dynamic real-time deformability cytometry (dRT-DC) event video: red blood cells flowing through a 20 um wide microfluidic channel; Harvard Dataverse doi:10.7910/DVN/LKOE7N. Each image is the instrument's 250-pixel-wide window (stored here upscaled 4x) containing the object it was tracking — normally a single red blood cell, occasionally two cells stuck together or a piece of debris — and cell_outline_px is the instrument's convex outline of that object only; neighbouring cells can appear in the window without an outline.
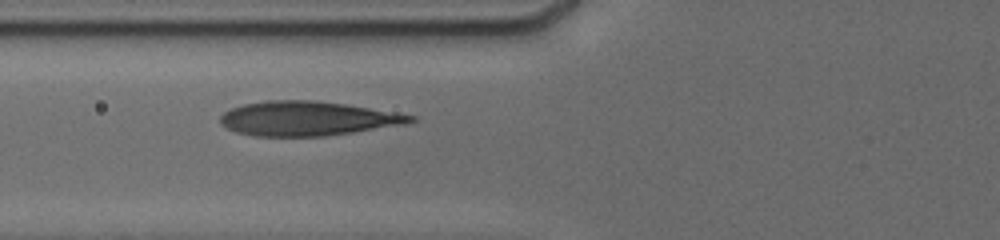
{"species": "human", "species_latin": "Homo sapiens", "temperature_condition": "cold", "stored_images_in_passage": 3, "camera_frame_rate_fps": 3000, "um_per_image_px": 0.085, "donor": {"sex": "male"}, "frame": {"image": 1, "passage_image": 2, "time_ms": 1.333, "image_size_px": [1000, 240], "cell_outline_px": [[416, 120], [404, 124], [352, 132], [324, 136], [256, 136], [236, 132], [220, 124], [220, 116], [224, 112], [232, 108], [244, 104], [268, 100], [312, 100], [344, 104], [416, 116]], "centroid_in_image_um": [26.08, 10.07], "position_along_channel_um": 99.7, "area_um2": 37.63}}
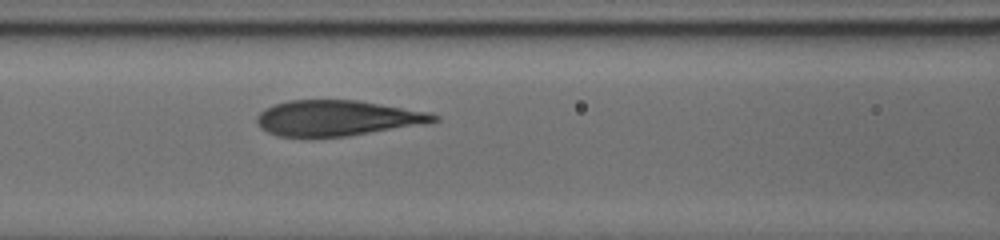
{"frame": {"image": 2, "passage_image": 3, "time_ms": 2.333, "image_size_px": [1000, 240], "cell_outline_px": [[440, 120], [424, 124], [348, 136], [280, 136], [268, 132], [260, 128], [256, 120], [256, 116], [264, 108], [288, 100], [356, 100], [428, 112], [440, 116]], "centroid_in_image_um": [28.66, 10.03], "position_along_channel_um": 137.9, "area_um2": 36.36}}